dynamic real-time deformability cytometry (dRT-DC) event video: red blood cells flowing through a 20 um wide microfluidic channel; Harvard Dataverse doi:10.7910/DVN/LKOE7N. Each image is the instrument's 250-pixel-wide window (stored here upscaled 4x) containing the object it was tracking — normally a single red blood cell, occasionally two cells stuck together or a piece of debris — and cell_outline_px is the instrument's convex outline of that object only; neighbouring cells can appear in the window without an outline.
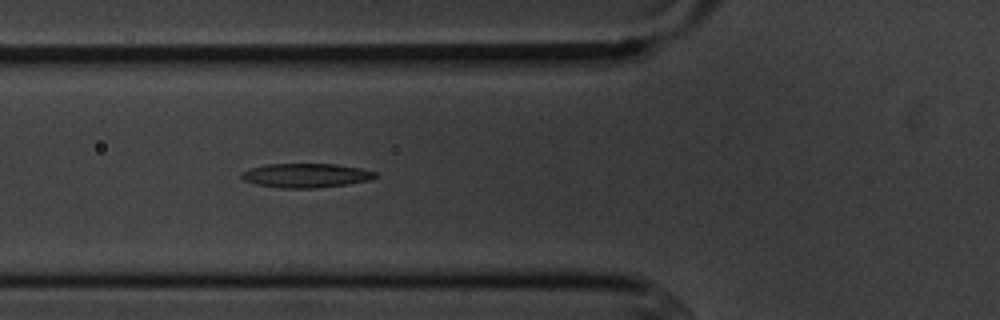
{"species": "common noctule bat (a hibernating species)", "species_latin": "Nyctalus noctula", "temperature_condition": "cold", "stored_images_in_passage": 4, "camera_frame_rate_fps": 3000, "um_per_image_px": 0.085, "animal": {"sex": "male", "body_mass_g": 20.1, "forearm_length_mm": 53.5}, "frame": {"image": 1, "passage_image": 4, "time_ms": 3.333, "image_size_px": [1000, 320], "cell_outline_px": [[376, 176], [368, 180], [348, 184], [316, 188], [280, 188], [256, 184], [244, 180], [240, 176], [240, 172], [248, 168], [268, 164], [336, 164], [360, 168], [376, 172]], "centroid_in_image_um": [25.96, 14.91], "position_along_channel_um": 99.8, "area_um2": 18.84}}